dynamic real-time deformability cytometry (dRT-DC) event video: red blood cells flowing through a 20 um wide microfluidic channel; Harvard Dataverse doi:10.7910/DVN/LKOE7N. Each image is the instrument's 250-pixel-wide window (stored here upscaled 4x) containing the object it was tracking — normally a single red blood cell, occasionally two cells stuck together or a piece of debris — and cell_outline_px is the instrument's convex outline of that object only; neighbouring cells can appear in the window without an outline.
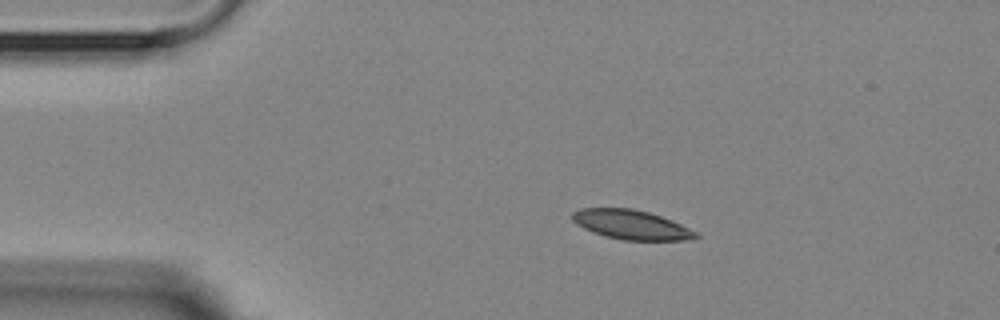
{"species": "Egyptian fruit bat (a non-hibernating species)", "species_latin": "Rousettus aegyptiacus", "temperature_condition": "room temperature", "stored_images_in_passage": 4, "camera_frame_rate_fps": 3000, "um_per_image_px": 0.085, "animal": {"sex": "female"}, "frame": {"image": 1, "passage_image": 3, "time_ms": 2.333, "image_size_px": [1000, 320], "cell_outline_px": [[700, 236], [688, 240], [624, 240], [604, 236], [592, 232], [576, 224], [572, 220], [572, 212], [580, 208], [632, 208], [648, 212], [672, 220], [696, 232]], "centroid_in_image_um": [53.62, 19.09], "position_along_channel_um": 31.4, "area_um2": 21.1}}